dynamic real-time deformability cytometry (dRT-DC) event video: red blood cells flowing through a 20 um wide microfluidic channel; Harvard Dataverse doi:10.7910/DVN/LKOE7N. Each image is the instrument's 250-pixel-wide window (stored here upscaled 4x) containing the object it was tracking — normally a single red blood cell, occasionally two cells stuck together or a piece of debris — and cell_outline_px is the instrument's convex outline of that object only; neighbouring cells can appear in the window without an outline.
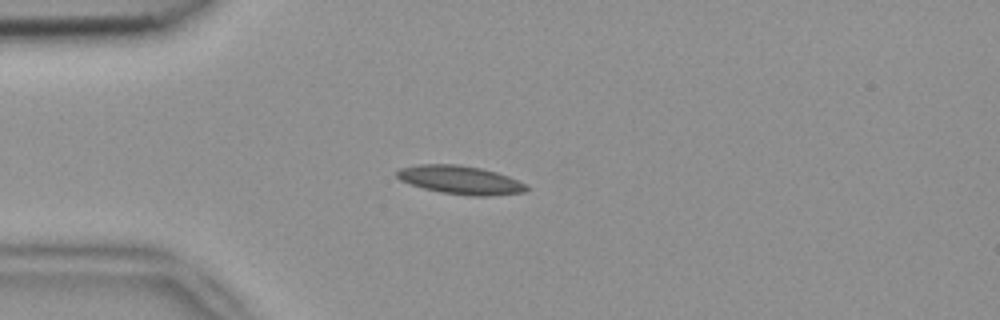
{"species": "common noctule bat (a hibernating species)", "species_latin": "Nyctalus noctula", "temperature_condition": "room temperature", "stored_images_in_passage": 37, "camera_frame_rate_fps": 3000, "um_per_image_px": 0.085, "animal": {"sex": "female", "body_mass_g": 18.4}, "frame": {"image": 1, "passage_image": 8, "time_ms": 2.333, "image_size_px": [1000, 320], "cell_outline_px": [[528, 188], [524, 192], [488, 196], [468, 196], [440, 192], [424, 188], [400, 180], [396, 176], [396, 172], [400, 168], [420, 164], [456, 164], [480, 168], [496, 172], [508, 176], [524, 184]], "centroid_in_image_um": [39.1, 15.3], "position_along_channel_um": 45.9, "area_um2": 21.27}}
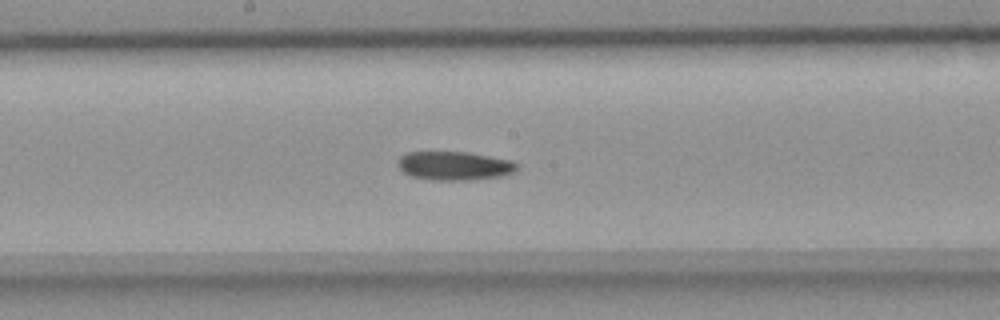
{"frame": {"image": 2, "passage_image": 22, "time_ms": 7.0, "image_size_px": [1000, 320], "cell_outline_px": [[520, 164], [512, 172], [504, 176], [468, 180], [432, 180], [412, 176], [404, 172], [396, 164], [400, 156], [408, 152], [468, 152], [512, 160]], "centroid_in_image_um": [38.63, 14.09], "position_along_channel_um": 209.6, "area_um2": 20.0}}
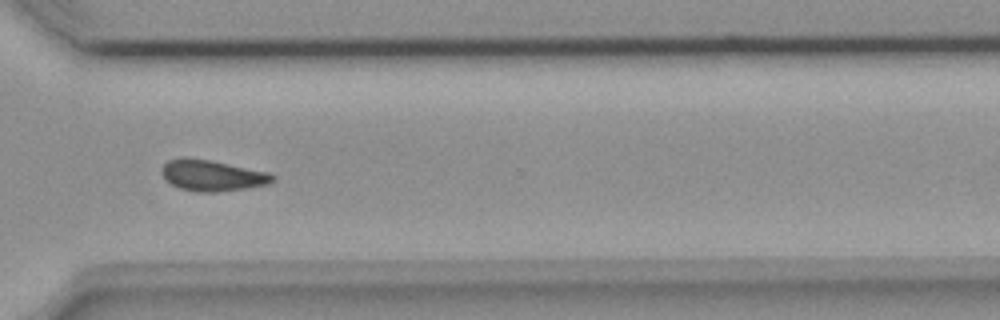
{"frame": {"image": 3, "passage_image": 33, "time_ms": 10.667, "image_size_px": [1000, 320], "cell_outline_px": [[276, 180], [268, 184], [248, 188], [216, 192], [196, 192], [180, 188], [172, 184], [160, 172], [160, 168], [168, 160], [208, 160], [268, 172], [276, 176]], "centroid_in_image_um": [18.1, 14.96], "position_along_channel_um": 352.5, "area_um2": 19.48}}